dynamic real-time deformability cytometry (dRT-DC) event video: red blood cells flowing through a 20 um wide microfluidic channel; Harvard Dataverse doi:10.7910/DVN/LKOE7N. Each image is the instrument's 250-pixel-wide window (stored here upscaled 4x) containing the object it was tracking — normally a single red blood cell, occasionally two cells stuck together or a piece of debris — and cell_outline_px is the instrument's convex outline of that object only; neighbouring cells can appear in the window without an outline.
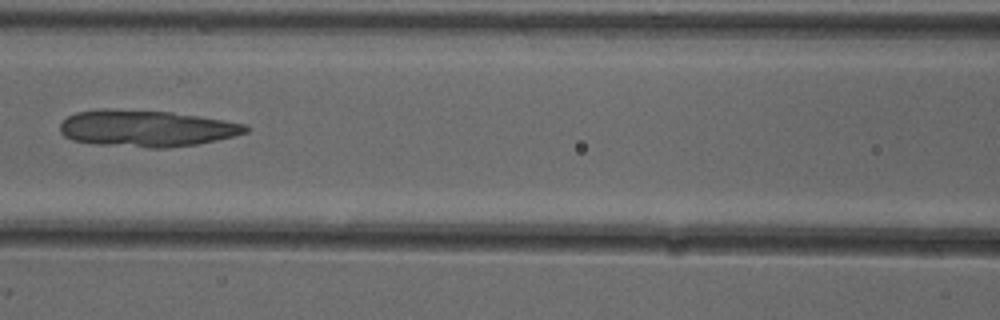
{"species": "common noctule bat (a hibernating species)", "species_latin": "Nyctalus noctula", "temperature_condition": "cold", "stored_images_in_passage": 8, "camera_frame_rate_fps": 3000, "um_per_image_px": 0.085, "animal": {"sex": "female"}, "frame": {"image": 1, "passage_image": 7, "time_ms": 2.0, "image_size_px": [1000, 320], "cell_outline_px": [[248, 132], [216, 140], [196, 144], [168, 148], [148, 148], [96, 144], [72, 140], [64, 136], [60, 132], [60, 124], [68, 116], [76, 112], [104, 108], [172, 112], [244, 124], [248, 128]], "centroid_in_image_um": [12.37, 10.91], "position_along_channel_um": 154.2, "area_um2": 39.36}}
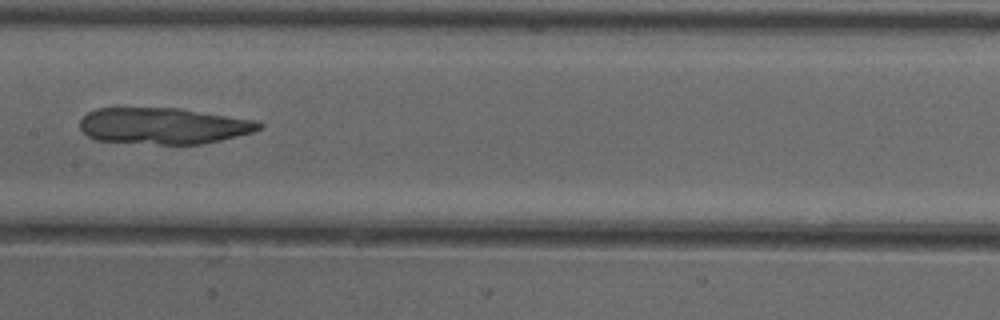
{"frame": {"image": 2, "passage_image": 8, "time_ms": 2.333, "image_size_px": [1000, 320], "cell_outline_px": [[264, 124], [260, 128], [252, 132], [220, 140], [200, 144], [160, 144], [96, 140], [88, 136], [80, 128], [80, 120], [88, 112], [96, 108], [180, 108], [252, 120]], "centroid_in_image_um": [13.85, 10.69], "position_along_channel_um": 193.5, "area_um2": 37.51}}